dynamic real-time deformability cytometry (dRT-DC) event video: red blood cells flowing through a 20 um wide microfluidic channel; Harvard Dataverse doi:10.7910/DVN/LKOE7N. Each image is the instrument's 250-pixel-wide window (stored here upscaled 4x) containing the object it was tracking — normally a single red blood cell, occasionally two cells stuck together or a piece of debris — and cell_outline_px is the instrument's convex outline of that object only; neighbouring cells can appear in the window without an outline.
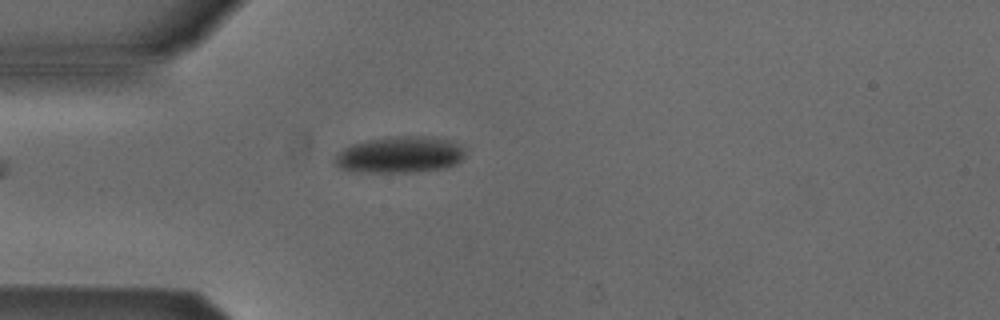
{"species": "Egyptian fruit bat (a non-hibernating species)", "species_latin": "Rousettus aegyptiacus", "temperature_condition": "cold", "stored_images_in_passage": 4, "camera_frame_rate_fps": 3000, "um_per_image_px": 0.085, "animal": {"sex": "male"}, "frame": {"image": 1, "passage_image": 4, "time_ms": 1.0, "image_size_px": [1000, 320], "cell_outline_px": [[464, 156], [456, 164], [444, 168], [412, 172], [368, 172], [340, 168], [336, 164], [336, 156], [344, 148], [352, 144], [368, 140], [388, 136], [424, 136], [448, 140], [464, 144]], "centroid_in_image_um": [34.05, 13.14], "position_along_channel_um": 51.0, "area_um2": 27.51}}